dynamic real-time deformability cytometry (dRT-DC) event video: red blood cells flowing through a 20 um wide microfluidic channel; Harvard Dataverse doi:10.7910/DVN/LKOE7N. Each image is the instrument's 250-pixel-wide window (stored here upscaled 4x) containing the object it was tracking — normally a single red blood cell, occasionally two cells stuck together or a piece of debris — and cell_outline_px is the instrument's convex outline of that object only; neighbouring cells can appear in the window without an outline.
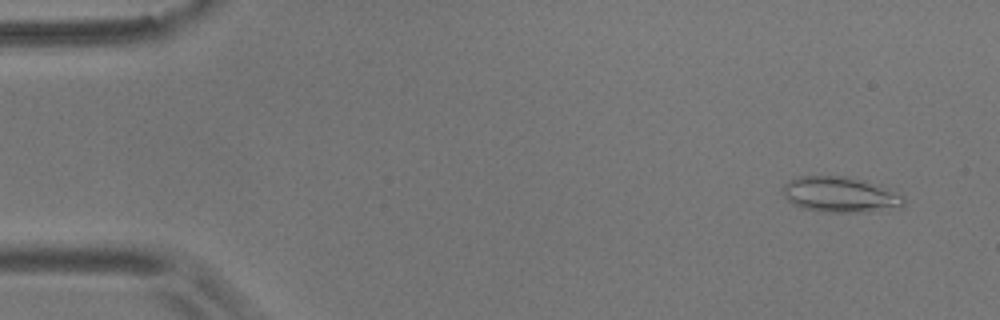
{"species": "common noctule bat (a hibernating species)", "species_latin": "Nyctalus noctula", "temperature_condition": "room temperature", "stored_images_in_passage": 56, "camera_frame_rate_fps": 3000, "um_per_image_px": 0.085, "animal": {"sex": "male", "body_mass_g": 17.9}, "frame": {"image": 1, "passage_image": 4, "time_ms": 1.0, "image_size_px": [1000, 320], "cell_outline_px": [[904, 204], [900, 208], [860, 212], [820, 212], [800, 208], [788, 200], [784, 196], [780, 188], [788, 180], [796, 176], [856, 176], [880, 184], [904, 196]], "centroid_in_image_um": [71.41, 16.52], "position_along_channel_um": 13.6, "area_um2": 25.84}}
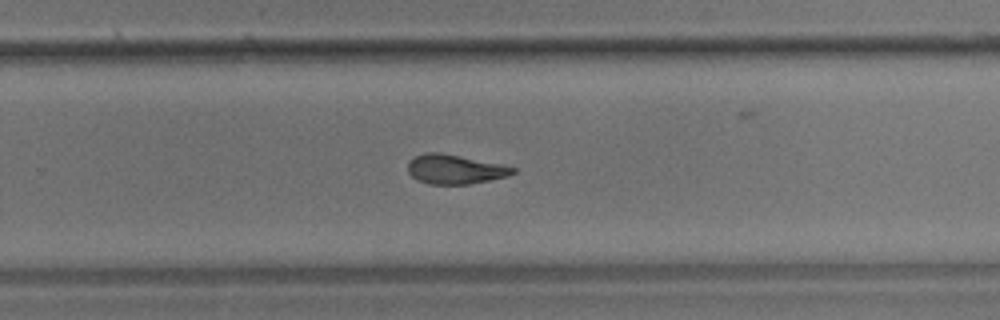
{"frame": {"image": 2, "passage_image": 36, "time_ms": 11.667, "image_size_px": [1000, 320], "cell_outline_px": [[516, 172], [508, 176], [468, 184], [428, 184], [416, 180], [408, 172], [408, 160], [416, 156], [428, 152], [440, 152], [500, 164], [516, 168]], "centroid_in_image_um": [38.64, 14.39], "position_along_channel_um": 291.2, "area_um2": 17.86}}
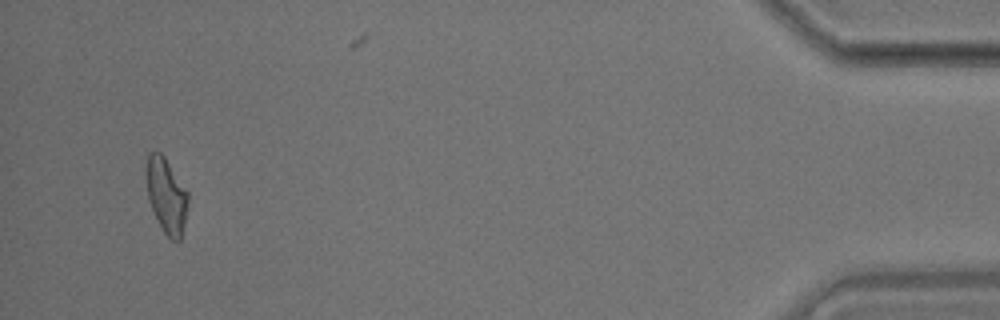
{"frame": {"image": 3, "passage_image": 53, "time_ms": 17.333, "image_size_px": [1000, 320], "cell_outline_px": [[188, 200], [184, 224], [180, 240], [172, 240], [164, 232], [148, 200], [144, 172], [148, 152], [160, 152], [164, 156], [188, 192]], "centroid_in_image_um": [14.11, 16.56], "position_along_channel_um": 421.1, "area_um2": 18.21}, "authors_computed_cell_mechanics": {"area_um2": 18.785, "velocity_mm_per_s": 3.6402, "shape_relaxation_time_tau1_ms": 8.7906, "shape_relaxation_time_tau2_ms": 3.3952, "deformation_change_tau1": 0.218, "deformation_change_tau2": 0.1133}}